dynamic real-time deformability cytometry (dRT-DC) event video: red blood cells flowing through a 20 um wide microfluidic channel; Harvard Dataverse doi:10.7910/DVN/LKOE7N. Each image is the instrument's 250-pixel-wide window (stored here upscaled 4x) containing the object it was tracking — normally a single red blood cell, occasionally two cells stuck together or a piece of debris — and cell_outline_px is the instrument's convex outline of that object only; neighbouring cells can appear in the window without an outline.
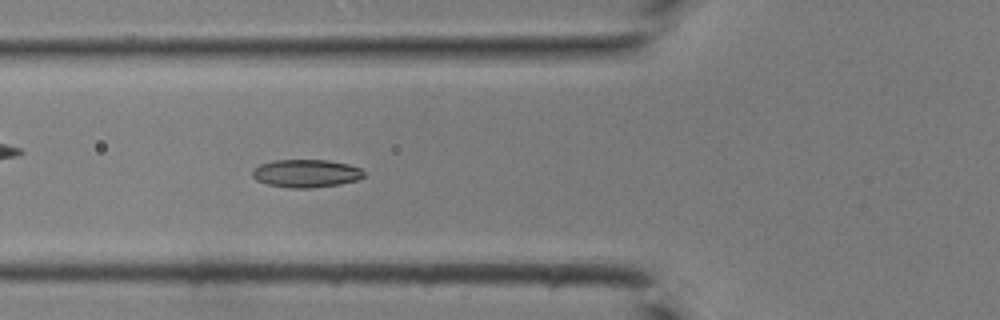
{"species": "common noctule bat (a hibernating species)", "species_latin": "Nyctalus noctula", "temperature_condition": "room temperature", "stored_images_in_passage": 42, "camera_frame_rate_fps": 3000, "um_per_image_px": 0.085, "animal": {"sex": "male", "body_mass_g": 19.0, "forearm_length_mm": 50.8}, "frame": {"image": 1, "passage_image": 16, "time_ms": 5.0, "image_size_px": [1000, 320], "cell_outline_px": [[364, 176], [356, 180], [340, 184], [312, 188], [292, 188], [268, 184], [256, 180], [252, 176], [252, 172], [260, 164], [276, 160], [328, 160], [348, 164], [360, 168], [364, 172]], "centroid_in_image_um": [26.03, 14.74], "position_along_channel_um": 99.8, "area_um2": 18.03}}
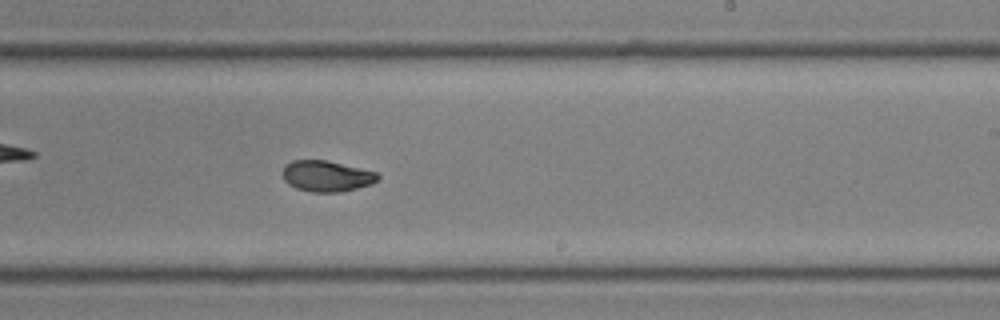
{"frame": {"image": 2, "passage_image": 26, "time_ms": 8.333, "image_size_px": [1000, 320], "cell_outline_px": [[380, 176], [372, 184], [340, 192], [312, 192], [296, 188], [288, 184], [284, 180], [284, 168], [292, 160], [328, 160], [376, 172]], "centroid_in_image_um": [27.77, 14.97], "position_along_channel_um": 261.2, "area_um2": 16.99}}
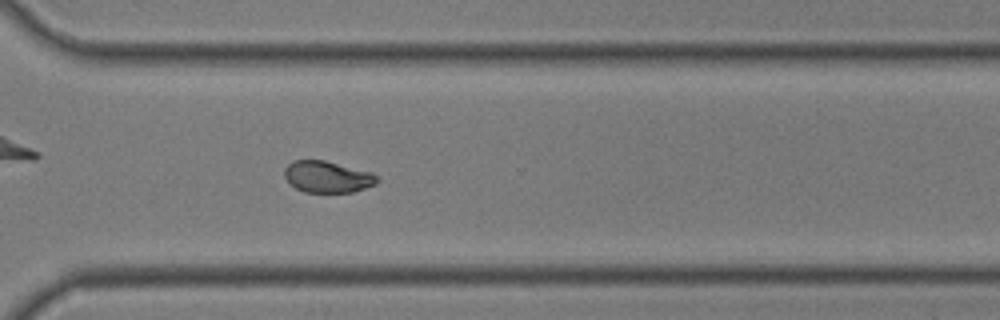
{"frame": {"image": 3, "passage_image": 31, "time_ms": 10.0, "image_size_px": [1000, 320], "cell_outline_px": [[380, 180], [376, 184], [352, 192], [304, 192], [296, 188], [284, 176], [284, 168], [292, 160], [324, 160], [372, 172], [380, 176]], "centroid_in_image_um": [27.86, 15.02], "position_along_channel_um": 342.7, "area_um2": 17.11}}